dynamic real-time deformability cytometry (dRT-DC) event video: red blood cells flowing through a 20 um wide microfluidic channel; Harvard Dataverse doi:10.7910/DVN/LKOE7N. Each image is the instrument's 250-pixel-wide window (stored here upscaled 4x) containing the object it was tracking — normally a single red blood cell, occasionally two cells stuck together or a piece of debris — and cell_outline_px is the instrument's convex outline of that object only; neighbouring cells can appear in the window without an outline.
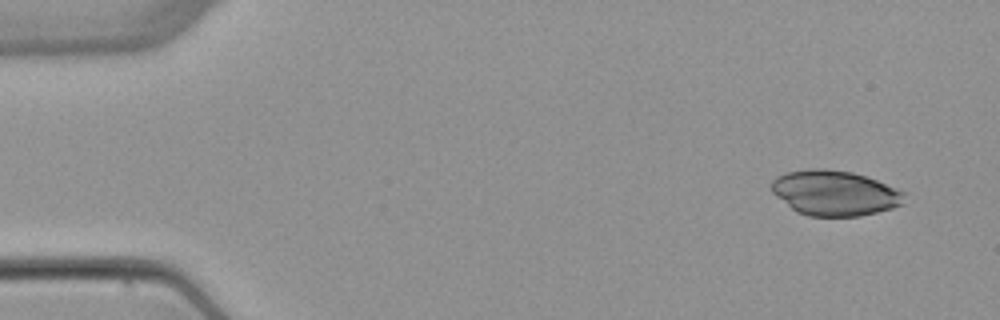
{"species": "common noctule bat (a hibernating species)", "species_latin": "Nyctalus noctula", "temperature_condition": "warm", "stored_images_in_passage": 4, "camera_frame_rate_fps": 3000, "um_per_image_px": 0.085, "animal": {"sex": "female", "body_mass_g": 22.7, "forearm_length_mm": 54.2}, "frame": {"image": 1, "passage_image": 1, "time_ms": 0.0, "image_size_px": [1000, 320], "cell_outline_px": [[904, 204], [892, 208], [860, 216], [808, 216], [796, 212], [776, 196], [772, 192], [772, 180], [776, 176], [784, 172], [808, 168], [824, 168], [852, 172], [876, 180], [904, 192]], "centroid_in_image_um": [70.91, 16.4], "position_along_channel_um": 14.1, "area_um2": 35.03}}